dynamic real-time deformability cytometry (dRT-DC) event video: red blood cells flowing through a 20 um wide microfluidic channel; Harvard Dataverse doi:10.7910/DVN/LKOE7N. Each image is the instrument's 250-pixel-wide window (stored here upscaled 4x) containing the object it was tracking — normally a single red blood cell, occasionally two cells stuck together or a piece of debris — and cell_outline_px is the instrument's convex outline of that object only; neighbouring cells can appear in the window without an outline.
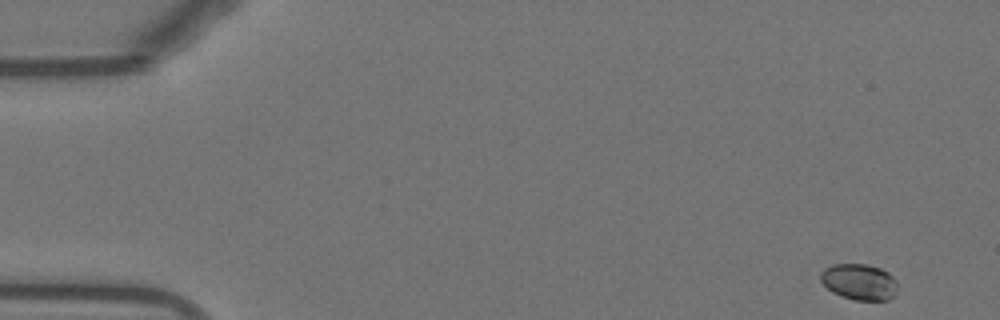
{"species": "Egyptian fruit bat (a non-hibernating species)", "species_latin": "Rousettus aegyptiacus", "temperature_condition": "warm", "stored_images_in_passage": 52, "camera_frame_rate_fps": 3000, "um_per_image_px": 0.085, "animal": {"sex": "female"}, "frame": {"image": 1, "passage_image": 1, "time_ms": 0.0, "image_size_px": [1000, 320], "cell_outline_px": [[896, 288], [892, 296], [888, 300], [856, 300], [840, 296], [832, 292], [820, 280], [820, 272], [824, 268], [832, 264], [868, 264], [880, 268], [888, 272], [896, 280]], "centroid_in_image_um": [73.0, 23.94], "position_along_channel_um": 12.0, "area_um2": 16.18}}
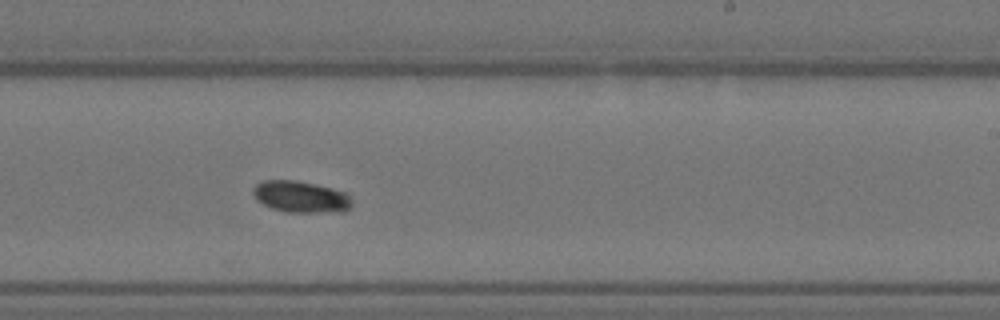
{"frame": {"image": 2, "passage_image": 31, "time_ms": 10.0, "image_size_px": [1000, 320], "cell_outline_px": [[352, 208], [344, 212], [288, 212], [272, 208], [256, 200], [252, 192], [252, 188], [256, 184], [264, 180], [296, 180], [332, 188], [344, 192], [352, 200]], "centroid_in_image_um": [25.57, 16.73], "position_along_channel_um": 263.4, "area_um2": 18.26}}
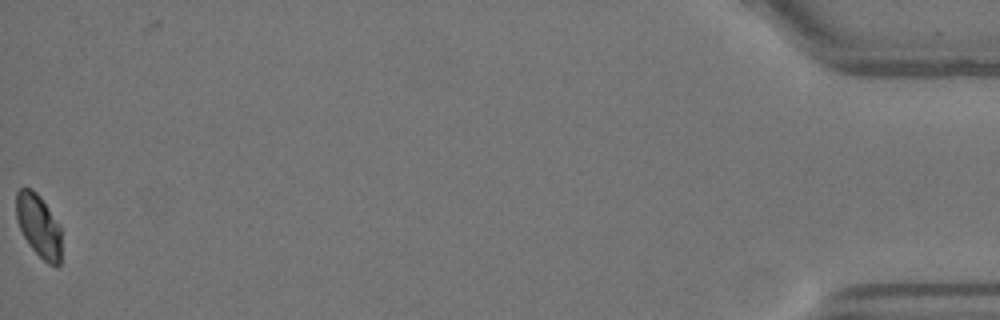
{"frame": {"image": 3, "passage_image": 52, "time_ms": 17.0, "image_size_px": [1000, 320], "cell_outline_px": [[60, 264], [56, 268], [48, 264], [28, 244], [16, 220], [16, 192], [20, 188], [32, 188], [40, 196], [60, 224]], "centroid_in_image_um": [3.28, 19.18], "position_along_channel_um": 431.9, "area_um2": 16.65}, "authors_computed_cell_mechanics": {"area_um2": 17.1666, "velocity_mm_per_s": 3.8138, "shape_relaxation_time_tau1_ms": 6.2225, "shape_relaxation_time_tau2_ms": null, "deformation_change_tau1": 0.1554, "deformation_change_tau2": null}}